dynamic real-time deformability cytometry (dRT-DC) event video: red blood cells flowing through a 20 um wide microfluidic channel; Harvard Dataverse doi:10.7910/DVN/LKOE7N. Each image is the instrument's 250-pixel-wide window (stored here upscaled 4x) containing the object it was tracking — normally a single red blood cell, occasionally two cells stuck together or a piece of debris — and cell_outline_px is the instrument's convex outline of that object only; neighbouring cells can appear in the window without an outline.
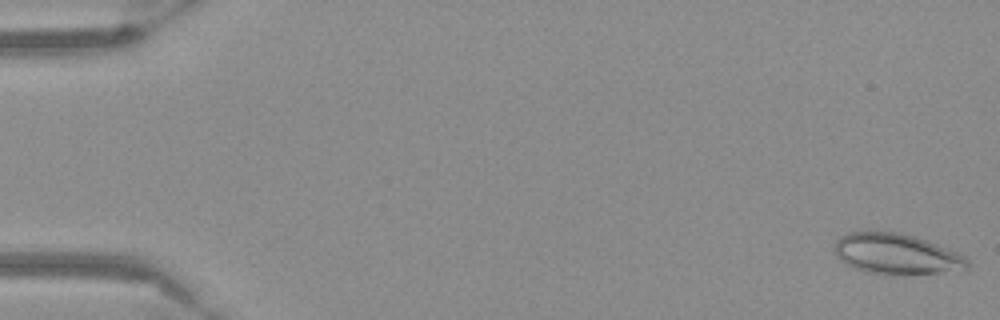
{"species": "Egyptian fruit bat (a non-hibernating species)", "species_latin": "Rousettus aegyptiacus", "temperature_condition": "warm", "stored_images_in_passage": 15, "camera_frame_rate_fps": 3000, "um_per_image_px": 0.085, "frame": {"image": 1, "passage_image": 1, "time_ms": 0.0, "image_size_px": [1000, 320], "cell_outline_px": [[968, 268], [940, 272], [864, 272], [848, 264], [836, 256], [836, 240], [840, 236], [848, 232], [900, 232], [928, 240], [948, 248], [964, 256], [968, 260]], "centroid_in_image_um": [76.19, 21.54], "position_along_channel_um": 8.8, "area_um2": 30.35}}